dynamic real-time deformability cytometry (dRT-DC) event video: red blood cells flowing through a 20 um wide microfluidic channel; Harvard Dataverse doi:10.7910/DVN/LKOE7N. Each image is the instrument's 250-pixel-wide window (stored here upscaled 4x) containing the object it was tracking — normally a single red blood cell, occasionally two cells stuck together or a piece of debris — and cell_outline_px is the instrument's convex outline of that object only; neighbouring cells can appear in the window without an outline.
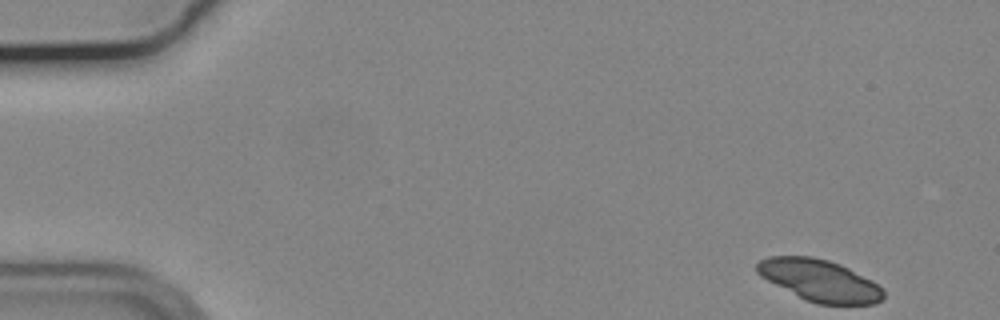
{"species": "common noctule bat (a hibernating species)", "species_latin": "Nyctalus noctula", "temperature_condition": "cold", "stored_images_in_passage": 13, "camera_frame_rate_fps": 3000, "um_per_image_px": 0.085, "animal": {"sex": "male", "body_mass_g": 19.2, "forearm_length_mm": 51.8}, "frame": {"image": 1, "passage_image": 1, "time_ms": 0.0, "image_size_px": [1000, 320], "cell_outline_px": [[884, 296], [880, 300], [872, 304], [816, 304], [804, 300], [760, 276], [756, 272], [756, 264], [760, 260], [768, 256], [812, 256], [828, 260], [840, 264], [872, 280], [884, 288]], "centroid_in_image_um": [69.66, 23.83], "position_along_channel_um": 15.3, "area_um2": 30.81}}